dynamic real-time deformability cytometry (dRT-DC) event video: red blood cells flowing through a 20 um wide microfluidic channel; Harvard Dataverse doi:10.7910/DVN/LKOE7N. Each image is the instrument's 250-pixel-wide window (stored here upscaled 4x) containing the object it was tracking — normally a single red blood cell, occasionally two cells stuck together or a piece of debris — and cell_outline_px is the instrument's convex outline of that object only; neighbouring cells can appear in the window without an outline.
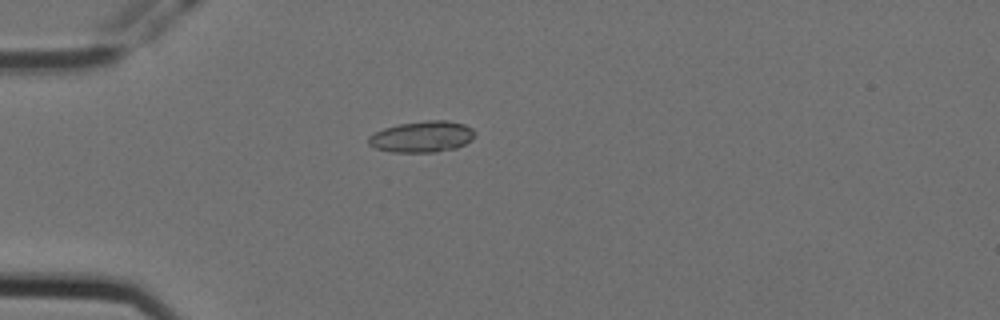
{"species": "Egyptian fruit bat (a non-hibernating species)", "species_latin": "Rousettus aegyptiacus", "temperature_condition": "cold", "stored_images_in_passage": 4, "camera_frame_rate_fps": 3000, "um_per_image_px": 0.085, "animal": {"sex": "female"}, "frame": {"image": 1, "passage_image": 2, "time_ms": 0.333, "image_size_px": [1000, 320], "cell_outline_px": [[476, 136], [472, 140], [456, 148], [436, 152], [392, 152], [376, 148], [368, 144], [368, 136], [384, 128], [400, 124], [428, 120], [448, 120], [464, 124], [472, 128], [476, 132]], "centroid_in_image_um": [35.91, 11.62], "position_along_channel_um": 49.1, "area_um2": 19.42}}
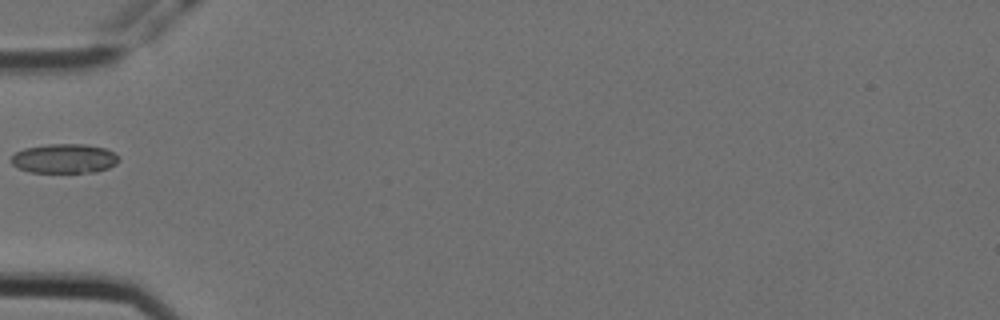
{"frame": {"image": 2, "passage_image": 3, "time_ms": 0.667, "image_size_px": [1000, 320], "cell_outline_px": [[120, 160], [116, 164], [108, 168], [96, 172], [28, 172], [16, 168], [12, 164], [12, 156], [16, 152], [24, 148], [48, 144], [84, 144], [104, 148], [112, 152]], "centroid_in_image_um": [5.44, 13.48], "position_along_channel_um": 79.6, "area_um2": 18.38}}
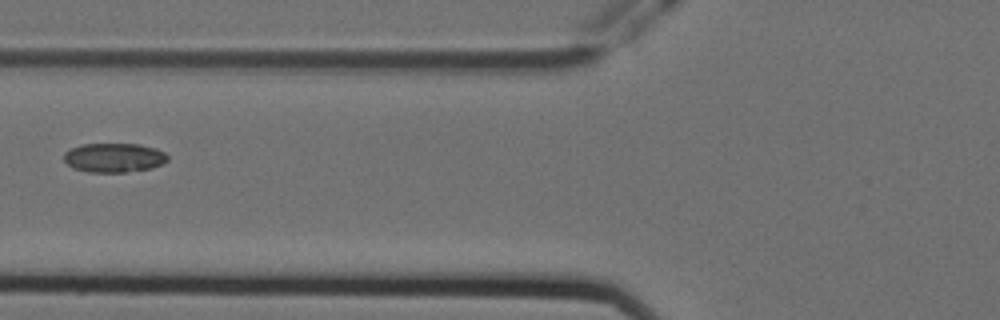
{"frame": {"image": 3, "passage_image": 4, "time_ms": 1.0, "image_size_px": [1000, 320], "cell_outline_px": [[168, 160], [164, 164], [152, 168], [124, 172], [88, 172], [72, 168], [64, 160], [64, 152], [80, 144], [140, 144], [156, 148], [164, 152], [168, 156]], "centroid_in_image_um": [9.71, 13.4], "position_along_channel_um": 116.1, "area_um2": 17.8}}